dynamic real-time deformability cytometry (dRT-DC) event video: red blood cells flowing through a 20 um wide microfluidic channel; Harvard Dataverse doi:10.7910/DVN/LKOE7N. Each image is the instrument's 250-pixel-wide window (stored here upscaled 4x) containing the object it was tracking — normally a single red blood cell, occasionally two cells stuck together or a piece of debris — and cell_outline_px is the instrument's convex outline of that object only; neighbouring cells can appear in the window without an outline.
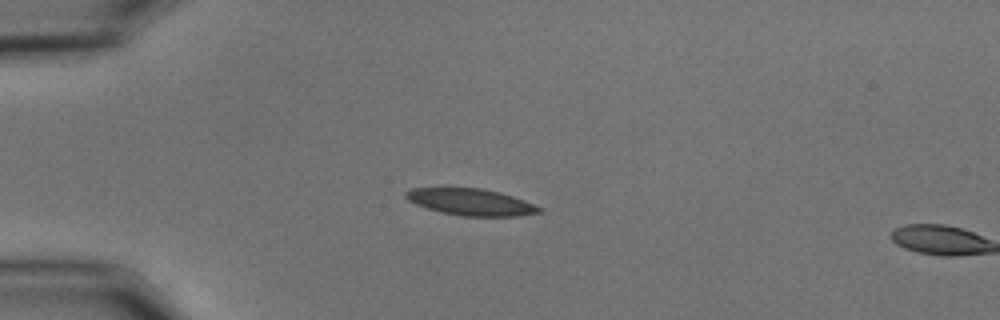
{"species": "common noctule bat (a hibernating species)", "species_latin": "Nyctalus noctula", "temperature_condition": "cold", "stored_images_in_passage": 11, "camera_frame_rate_fps": 3000, "um_per_image_px": 0.085, "animal": {"sex": "male", "body_mass_g": 15.6}, "frame": {"image": 1, "passage_image": 10, "time_ms": 3.0, "image_size_px": [1000, 320], "cell_outline_px": [[544, 212], [520, 216], [464, 216], [440, 212], [416, 204], [408, 200], [404, 196], [404, 192], [412, 188], [480, 188], [500, 192], [524, 200], [544, 208]], "centroid_in_image_um": [40.07, 17.18], "position_along_channel_um": 44.9, "area_um2": 20.81}}